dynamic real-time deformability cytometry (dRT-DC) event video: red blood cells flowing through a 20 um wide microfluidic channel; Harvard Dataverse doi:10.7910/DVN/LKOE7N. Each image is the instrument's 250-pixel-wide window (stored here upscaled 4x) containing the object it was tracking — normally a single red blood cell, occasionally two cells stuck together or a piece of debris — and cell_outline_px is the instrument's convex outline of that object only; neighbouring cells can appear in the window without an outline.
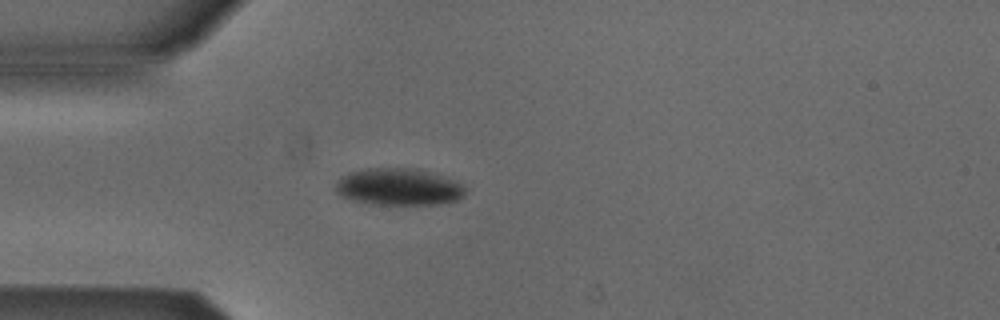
{"species": "Egyptian fruit bat (a non-hibernating species)", "species_latin": "Rousettus aegyptiacus", "temperature_condition": "cold", "stored_images_in_passage": 4, "camera_frame_rate_fps": 3000, "um_per_image_px": 0.085, "animal": {"sex": "male"}, "frame": {"image": 1, "passage_image": 4, "time_ms": 1.0, "image_size_px": [1000, 320], "cell_outline_px": [[468, 188], [464, 196], [456, 200], [436, 204], [372, 204], [352, 200], [340, 196], [336, 192], [336, 180], [348, 172], [364, 168], [412, 168], [448, 176]], "centroid_in_image_um": [33.89, 15.87], "position_along_channel_um": 51.1, "area_um2": 28.26}}